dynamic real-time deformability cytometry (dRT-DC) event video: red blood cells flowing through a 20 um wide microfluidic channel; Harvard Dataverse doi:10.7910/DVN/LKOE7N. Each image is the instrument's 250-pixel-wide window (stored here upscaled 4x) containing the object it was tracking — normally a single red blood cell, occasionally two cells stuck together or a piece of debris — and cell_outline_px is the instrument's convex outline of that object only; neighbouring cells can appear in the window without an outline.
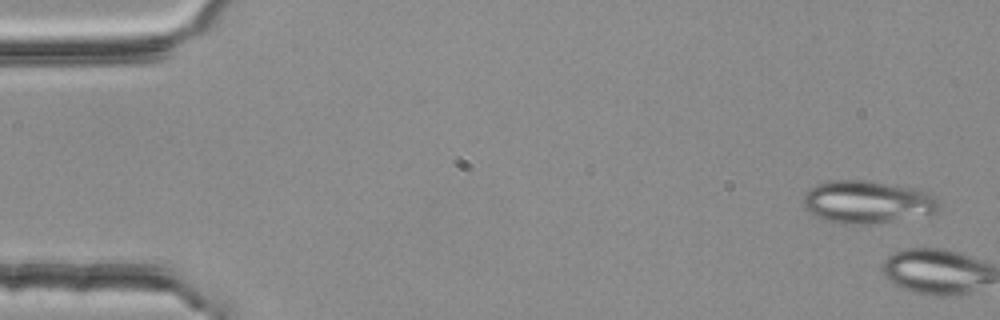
{"species": "common noctule bat (a hibernating species)", "species_latin": "Nyctalus noctula", "temperature_condition": "room temperature", "stored_images_in_passage": 6, "camera_frame_rate_fps": 3000, "um_per_image_px": 0.085, "animal": {"sex": "female", "body_mass_g": 25.1}, "frame": {"image": 1, "passage_image": 1, "time_ms": 0.0, "image_size_px": [1000, 320], "cell_outline_px": [[940, 208], [936, 212], [872, 224], [840, 224], [824, 220], [808, 212], [804, 208], [804, 192], [808, 188], [816, 184], [828, 180], [864, 180], [912, 188], [936, 196]], "centroid_in_image_um": [73.63, 17.17], "position_along_channel_um": 11.4, "area_um2": 33.58}}